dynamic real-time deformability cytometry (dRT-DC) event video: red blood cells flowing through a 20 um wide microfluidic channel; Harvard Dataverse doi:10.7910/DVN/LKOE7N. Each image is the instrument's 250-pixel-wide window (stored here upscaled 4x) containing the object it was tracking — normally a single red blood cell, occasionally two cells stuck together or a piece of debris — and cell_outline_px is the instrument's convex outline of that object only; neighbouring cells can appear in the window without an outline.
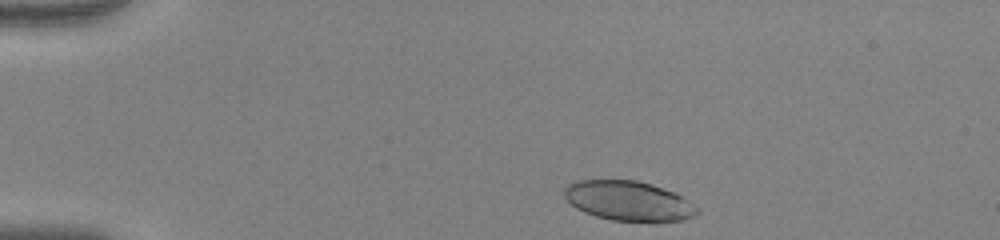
{"species": "human", "species_latin": "Homo sapiens", "temperature_condition": "warm", "stored_images_in_passage": 18, "camera_frame_rate_fps": 3000, "um_per_image_px": 0.085, "donor": {"sex": "female"}, "frame": {"image": 1, "passage_image": 1, "time_ms": 0.0, "image_size_px": [1000, 240], "cell_outline_px": [[700, 212], [696, 216], [684, 220], [612, 220], [596, 216], [584, 212], [576, 208], [564, 196], [564, 188], [568, 184], [576, 180], [636, 180], [652, 184], [672, 192], [688, 200], [700, 208]], "centroid_in_image_um": [53.42, 17.06], "position_along_channel_um": 31.6, "area_um2": 30.46}}
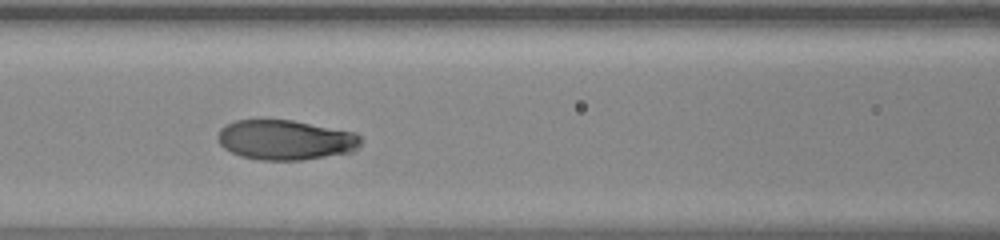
{"frame": {"image": 2, "passage_image": 15, "time_ms": 4.667, "image_size_px": [1000, 240], "cell_outline_px": [[364, 140], [360, 148], [352, 152], [300, 160], [260, 160], [240, 156], [224, 148], [216, 140], [216, 136], [220, 128], [236, 120], [292, 120], [356, 132]], "centroid_in_image_um": [24.29, 11.89], "position_along_channel_um": 142.3, "area_um2": 33.58}}
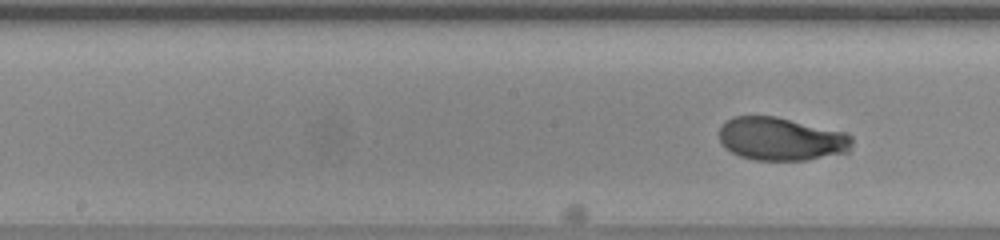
{"frame": {"image": 3, "passage_image": 18, "time_ms": 5.667, "image_size_px": [1000, 240], "cell_outline_px": [[852, 144], [848, 152], [804, 160], [752, 160], [740, 156], [724, 148], [720, 140], [720, 128], [732, 116], [776, 116], [848, 132], [852, 136]], "centroid_in_image_um": [66.42, 11.8], "position_along_channel_um": 181.8, "area_um2": 33.58}}